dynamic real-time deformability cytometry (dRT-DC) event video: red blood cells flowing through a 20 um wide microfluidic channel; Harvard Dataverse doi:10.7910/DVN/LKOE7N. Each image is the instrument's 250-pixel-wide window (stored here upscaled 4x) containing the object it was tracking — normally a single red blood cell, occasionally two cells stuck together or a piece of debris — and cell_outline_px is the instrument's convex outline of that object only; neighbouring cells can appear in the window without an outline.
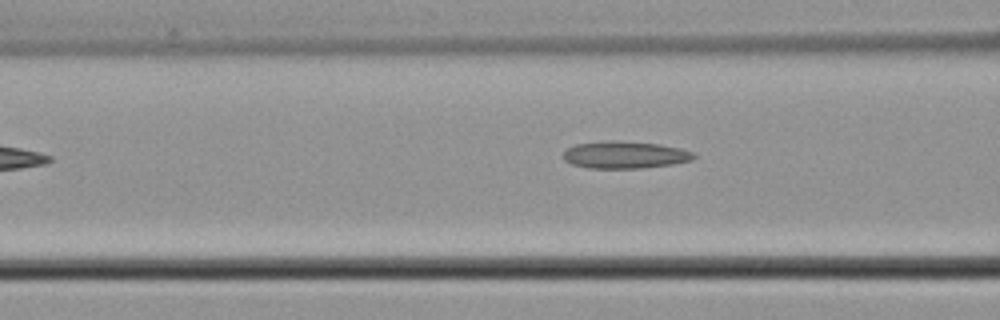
{"species": "common noctule bat (a hibernating species)", "species_latin": "Nyctalus noctula", "temperature_condition": "cold", "stored_images_in_passage": 4, "camera_frame_rate_fps": 3000, "um_per_image_px": 0.085, "animal": {"sex": "male", "body_mass_g": 21.5, "forearm_length_mm": 52.0}, "frame": {"image": 1, "passage_image": 4, "time_ms": 1.0, "image_size_px": [1000, 320], "cell_outline_px": [[696, 156], [692, 160], [672, 164], [640, 168], [588, 168], [572, 164], [564, 160], [564, 152], [568, 148], [576, 144], [608, 140], [612, 140], [660, 144], [680, 148], [696, 152]], "centroid_in_image_um": [53.14, 13.16], "position_along_channel_um": 113.5, "area_um2": 20.69}}